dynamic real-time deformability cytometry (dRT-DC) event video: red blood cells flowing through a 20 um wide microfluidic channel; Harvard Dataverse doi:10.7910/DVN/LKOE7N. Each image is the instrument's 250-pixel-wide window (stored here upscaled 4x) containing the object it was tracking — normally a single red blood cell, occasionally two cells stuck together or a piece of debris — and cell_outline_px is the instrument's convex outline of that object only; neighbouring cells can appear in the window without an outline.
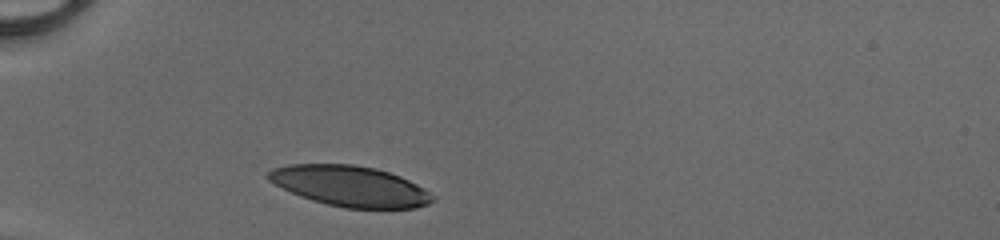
{"species": "human", "species_latin": "Homo sapiens", "temperature_condition": "cold", "stored_images_in_passage": 28, "camera_frame_rate_fps": 3000, "um_per_image_px": 0.085, "donor": {"sex": "male"}, "frame": {"image": 1, "passage_image": 1, "time_ms": 0.0, "image_size_px": [1000, 240], "cell_outline_px": [[436, 196], [428, 204], [412, 208], [344, 208], [312, 200], [300, 196], [268, 180], [264, 176], [272, 168], [288, 164], [352, 164], [376, 168], [400, 176], [424, 188]], "centroid_in_image_um": [29.74, 15.81], "position_along_channel_um": 55.3, "area_um2": 38.73}}
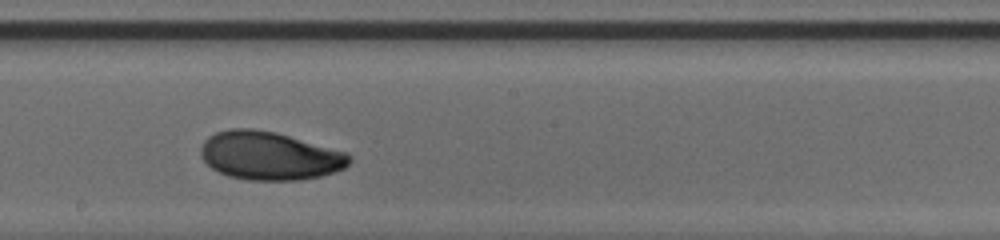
{"frame": {"image": 2, "passage_image": 15, "time_ms": 4.667, "image_size_px": [1000, 240], "cell_outline_px": [[352, 160], [344, 168], [320, 176], [300, 180], [248, 180], [228, 176], [212, 168], [200, 156], [200, 148], [204, 140], [208, 136], [216, 132], [228, 128], [252, 128], [276, 132], [348, 152], [352, 156]], "centroid_in_image_um": [22.91, 13.23], "position_along_channel_um": 225.3, "area_um2": 42.08}}
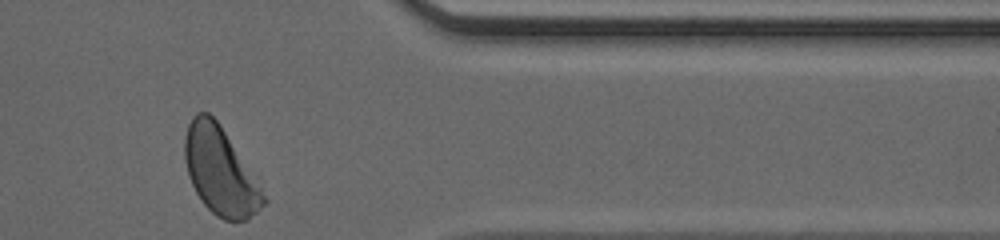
{"frame": {"image": 3, "passage_image": 28, "time_ms": 9.0, "image_size_px": [1000, 240], "cell_outline_px": [[268, 200], [248, 220], [224, 220], [216, 216], [204, 204], [196, 192], [188, 176], [184, 156], [184, 136], [188, 124], [192, 116], [196, 112], [208, 112], [220, 124]], "centroid_in_image_um": [18.67, 14.53], "position_along_channel_um": 392.7, "area_um2": 39.54}, "authors_computed_cell_mechanics": {"area_um2": 40.8068, "velocity_mm_per_s": 4.1087, "shape_relaxation_time_tau1_ms": 3.2043, "shape_relaxation_time_tau2_ms": 2.6343, "deformation_change_tau1": 0.1487, "deformation_change_tau2": 0.0681}}